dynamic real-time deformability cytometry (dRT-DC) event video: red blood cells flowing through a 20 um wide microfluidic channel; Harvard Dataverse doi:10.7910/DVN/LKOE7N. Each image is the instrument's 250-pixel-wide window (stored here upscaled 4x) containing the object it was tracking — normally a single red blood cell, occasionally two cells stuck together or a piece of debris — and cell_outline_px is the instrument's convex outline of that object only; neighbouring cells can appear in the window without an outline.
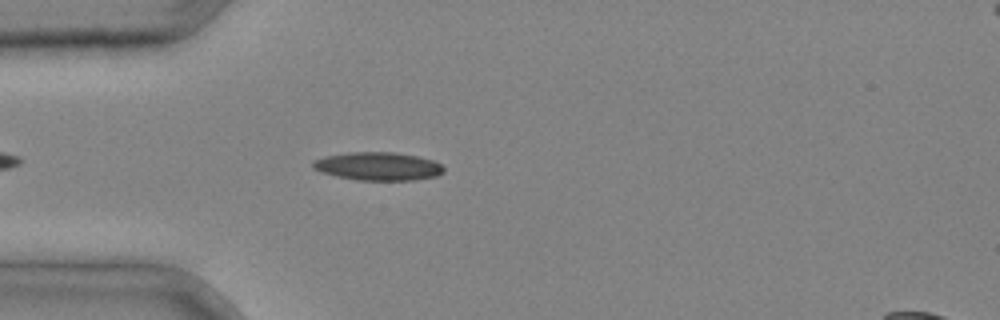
{"species": "common noctule bat (a hibernating species)", "species_latin": "Nyctalus noctula", "temperature_condition": "cold", "stored_images_in_passage": 5, "camera_frame_rate_fps": 3000, "um_per_image_px": 0.085, "animal": {"sex": "male", "body_mass_g": 20.4}, "frame": {"image": 1, "passage_image": 4, "time_ms": 1.0, "image_size_px": [1000, 320], "cell_outline_px": [[444, 172], [436, 176], [416, 180], [356, 180], [336, 176], [320, 172], [312, 168], [312, 160], [324, 156], [348, 152], [392, 152], [416, 156], [432, 160], [440, 164], [444, 168]], "centroid_in_image_um": [32.09, 14.13], "position_along_channel_um": 52.9, "area_um2": 21.62}}